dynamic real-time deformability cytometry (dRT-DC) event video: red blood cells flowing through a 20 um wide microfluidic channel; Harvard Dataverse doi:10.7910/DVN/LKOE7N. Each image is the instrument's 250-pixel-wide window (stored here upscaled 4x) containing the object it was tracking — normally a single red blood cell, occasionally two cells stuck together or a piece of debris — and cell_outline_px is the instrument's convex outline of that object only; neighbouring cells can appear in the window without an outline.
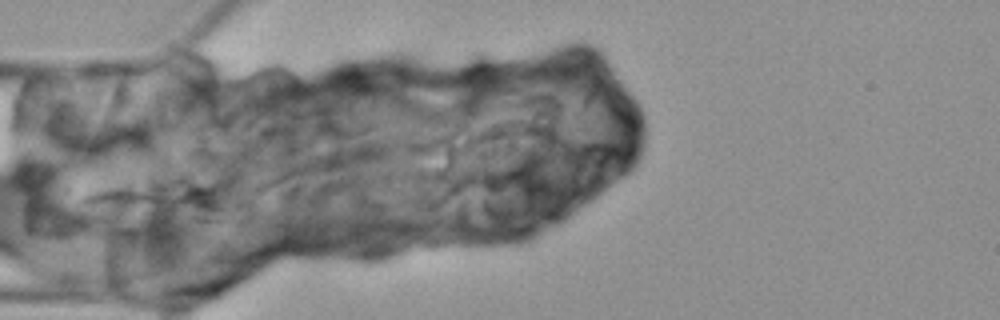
{"species": "Egyptian fruit bat (a non-hibernating species)", "species_latin": "Rousettus aegyptiacus", "temperature_condition": "cold", "stored_images_in_passage": 2, "camera_frame_rate_fps": 3000, "um_per_image_px": 0.085, "animal": {"sex": "female"}, "frame": {"image": 1, "passage_image": 2, "time_ms": 3.333, "image_size_px": [1000, 320], "cell_outline_px": [[232, 216], [228, 220], [208, 224], [164, 224], [96, 208], [80, 204], [76, 200], [80, 196], [88, 192], [104, 188], [124, 184], [132, 184], [204, 188]], "centroid_in_image_um": [13.48, 17.31], "position_along_channel_um": 71.5, "area_um2": 31.33}}